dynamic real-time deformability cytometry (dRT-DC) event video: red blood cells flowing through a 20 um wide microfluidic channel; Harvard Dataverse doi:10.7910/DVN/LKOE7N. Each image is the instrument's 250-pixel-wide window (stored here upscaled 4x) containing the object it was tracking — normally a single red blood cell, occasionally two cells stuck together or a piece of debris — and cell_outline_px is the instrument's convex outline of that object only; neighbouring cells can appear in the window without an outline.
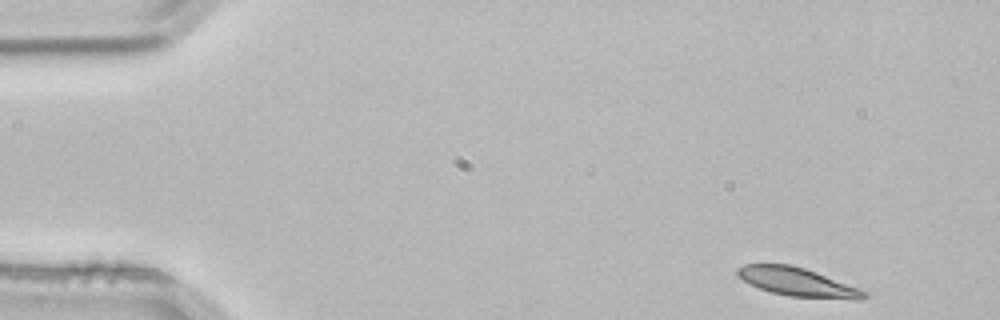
{"species": "common noctule bat (a hibernating species)", "species_latin": "Nyctalus noctula", "temperature_condition": "room temperature", "stored_images_in_passage": 50, "camera_frame_rate_fps": 3000, "um_per_image_px": 0.085, "animal": {"sex": "male", "body_mass_g": 21.5, "forearm_length_mm": 52.0}, "frame": {"image": 1, "passage_image": 1, "time_ms": 0.0, "image_size_px": [1000, 320], "cell_outline_px": [[868, 296], [860, 300], [852, 300], [788, 296], [772, 292], [748, 284], [736, 276], [736, 268], [744, 264], [792, 264], [816, 272], [868, 292]], "centroid_in_image_um": [67.76, 23.98], "position_along_channel_um": 17.2, "area_um2": 21.21}}
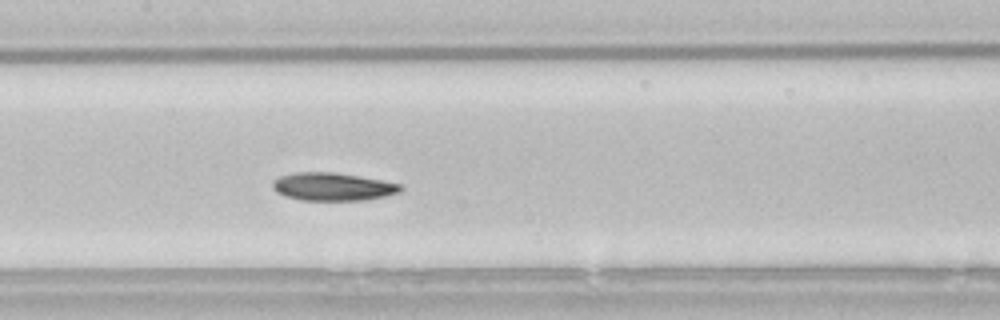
{"frame": {"image": 2, "passage_image": 22, "time_ms": 7.0, "image_size_px": [1000, 320], "cell_outline_px": [[404, 188], [400, 192], [384, 196], [364, 200], [300, 200], [276, 192], [272, 188], [272, 184], [280, 176], [296, 172], [336, 172], [360, 176], [404, 184]], "centroid_in_image_um": [28.34, 15.86], "position_along_channel_um": 179.1, "area_um2": 20.87}}
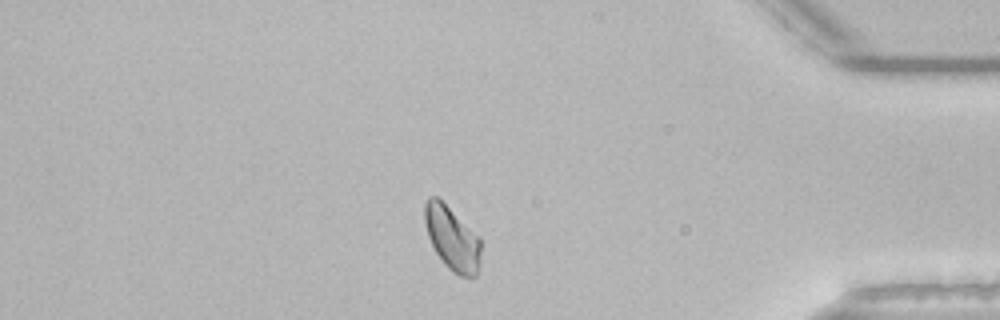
{"frame": {"image": 3, "passage_image": 42, "time_ms": 13.667, "image_size_px": [1000, 320], "cell_outline_px": [[480, 268], [476, 276], [472, 280], [460, 276], [452, 272], [444, 264], [436, 252], [428, 236], [424, 220], [424, 204], [428, 196], [436, 196], [480, 240]], "centroid_in_image_um": [38.42, 20.34], "position_along_channel_um": 396.8, "area_um2": 20.52}, "authors_computed_cell_mechanics": {"area_um2": 21.0392, "velocity_mm_per_s": 3.7901, "shape_relaxation_time_tau1_ms": 7.8607, "shape_relaxation_time_tau2_ms": null, "deformation_change_tau1": 0.1527, "deformation_change_tau2": null}}